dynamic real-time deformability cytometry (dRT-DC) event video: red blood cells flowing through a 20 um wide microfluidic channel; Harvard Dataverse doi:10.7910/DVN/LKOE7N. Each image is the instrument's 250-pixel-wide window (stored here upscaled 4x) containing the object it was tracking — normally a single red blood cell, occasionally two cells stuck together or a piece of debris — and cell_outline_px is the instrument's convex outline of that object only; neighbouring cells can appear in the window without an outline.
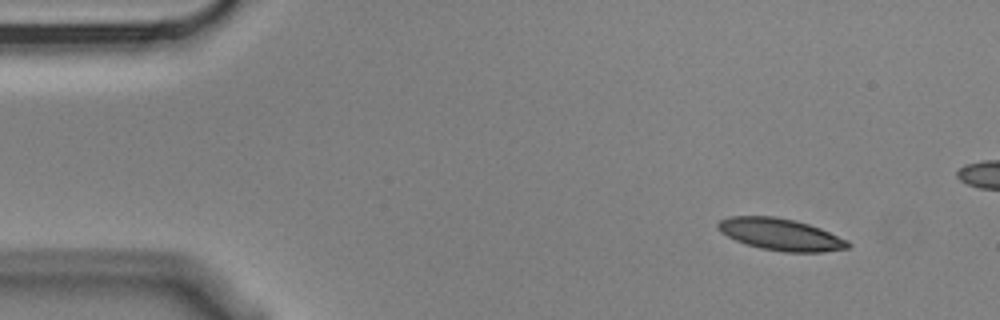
{"species": "Egyptian fruit bat (a non-hibernating species)", "species_latin": "Rousettus aegyptiacus", "temperature_condition": "cold", "stored_images_in_passage": 5, "camera_frame_rate_fps": 3000, "um_per_image_px": 0.085, "animal": {"sex": "male"}, "frame": {"image": 1, "passage_image": 1, "time_ms": 0.0, "image_size_px": [1000, 320], "cell_outline_px": [[852, 244], [848, 248], [824, 252], [784, 252], [760, 248], [736, 240], [720, 232], [716, 228], [716, 224], [720, 220], [728, 216], [776, 216], [796, 220], [820, 228], [848, 240]], "centroid_in_image_um": [66.35, 19.92], "position_along_channel_um": 18.6, "area_um2": 24.28}}
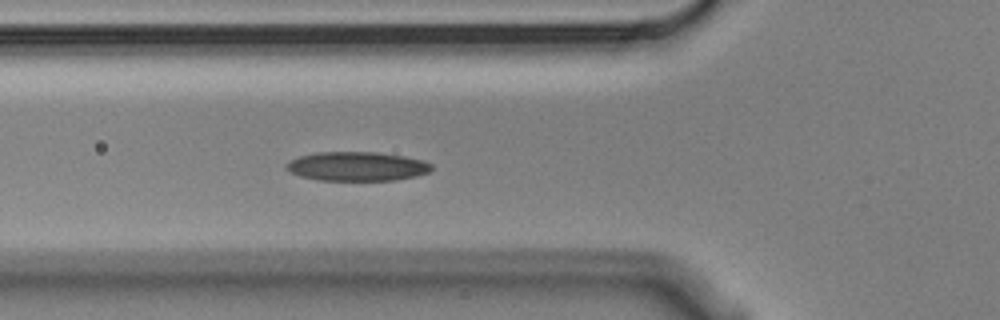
{"frame": {"image": 2, "passage_image": 5, "time_ms": 1.333, "image_size_px": [1000, 320], "cell_outline_px": [[432, 168], [428, 172], [416, 176], [396, 180], [316, 180], [300, 176], [284, 168], [292, 160], [300, 156], [316, 152], [376, 152], [404, 156], [424, 160], [432, 164]], "centroid_in_image_um": [30.37, 14.14], "position_along_channel_um": 95.4, "area_um2": 24.57}}